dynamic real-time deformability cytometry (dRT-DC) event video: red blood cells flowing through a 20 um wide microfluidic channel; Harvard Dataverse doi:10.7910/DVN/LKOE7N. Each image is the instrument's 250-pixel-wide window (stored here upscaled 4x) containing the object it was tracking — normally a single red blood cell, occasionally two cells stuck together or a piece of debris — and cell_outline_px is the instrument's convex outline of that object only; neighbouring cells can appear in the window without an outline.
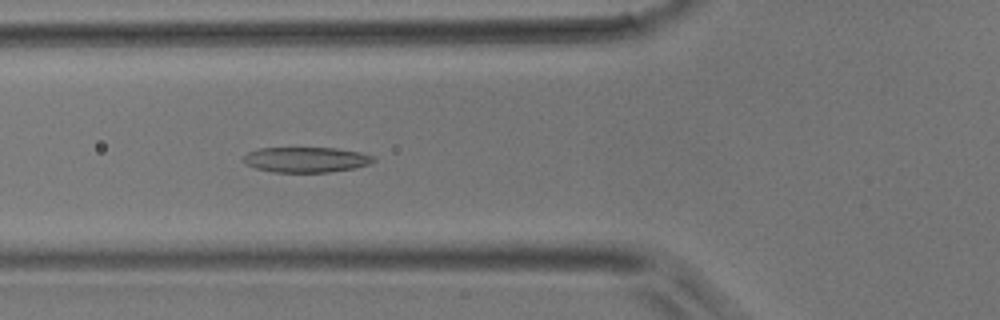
{"species": "common noctule bat (a hibernating species)", "species_latin": "Nyctalus noctula", "temperature_condition": "room temperature", "stored_images_in_passage": 48, "camera_frame_rate_fps": 3000, "um_per_image_px": 0.085, "animal": {"sex": "male", "body_mass_g": 17.9}, "frame": {"image": 1, "passage_image": 17, "time_ms": 5.333, "image_size_px": [1000, 320], "cell_outline_px": [[376, 160], [368, 164], [356, 168], [328, 172], [272, 172], [256, 168], [244, 164], [244, 156], [248, 152], [260, 148], [336, 148], [360, 152], [372, 156]], "centroid_in_image_um": [26.01, 13.57], "position_along_channel_um": 99.8, "area_um2": 19.13}}
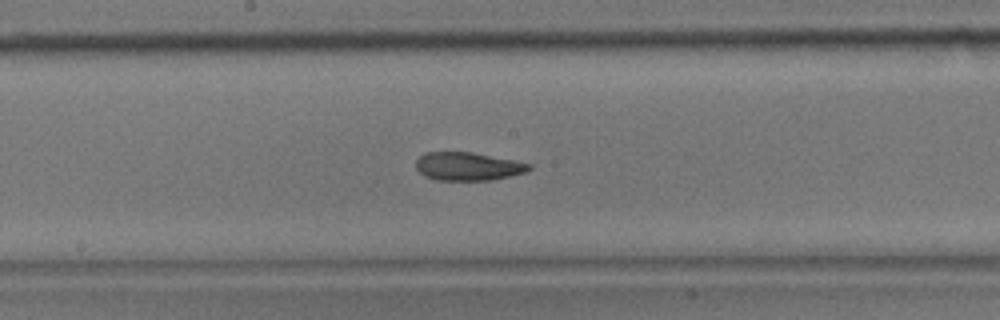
{"frame": {"image": 2, "passage_image": 25, "time_ms": 8.0, "image_size_px": [1000, 320], "cell_outline_px": [[532, 168], [524, 172], [492, 180], [436, 180], [424, 176], [416, 168], [416, 160], [424, 152], [472, 152], [532, 164]], "centroid_in_image_um": [39.74, 14.14], "position_along_channel_um": 208.5, "area_um2": 18.5}}
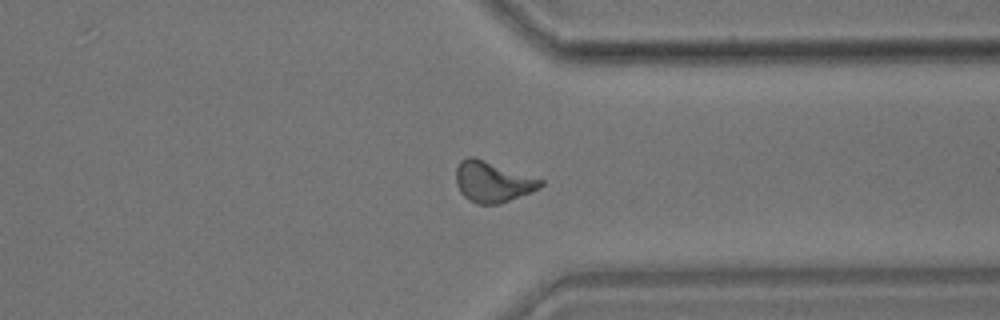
{"frame": {"image": 3, "passage_image": 37, "time_ms": 12.0, "image_size_px": [1000, 320], "cell_outline_px": [[544, 184], [540, 188], [532, 192], [496, 204], [476, 204], [468, 200], [460, 192], [456, 184], [456, 168], [460, 160], [468, 156], [476, 156], [544, 180]], "centroid_in_image_um": [41.86, 15.42], "position_along_channel_um": 369.5, "area_um2": 20.35}}